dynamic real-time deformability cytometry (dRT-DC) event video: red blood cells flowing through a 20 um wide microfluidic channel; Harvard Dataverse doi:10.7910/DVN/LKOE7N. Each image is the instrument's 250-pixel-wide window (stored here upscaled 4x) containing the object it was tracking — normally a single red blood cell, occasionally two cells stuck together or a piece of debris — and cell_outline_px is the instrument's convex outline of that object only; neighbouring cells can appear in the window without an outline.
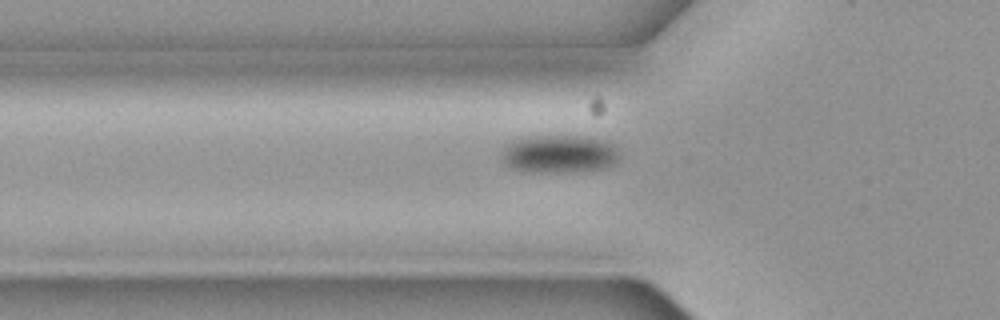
{"species": "common noctule bat (a hibernating species)", "species_latin": "Nyctalus noctula", "temperature_condition": "cold", "stored_images_in_passage": 4, "camera_frame_rate_fps": 3000, "um_per_image_px": 0.085, "animal": {"sex": "female", "body_mass_g": 19.3, "forearm_length_mm": 54.1}, "frame": {"image": 1, "passage_image": 4, "time_ms": 1.0, "image_size_px": [1000, 320], "cell_outline_px": [[620, 160], [616, 164], [608, 168], [572, 172], [532, 172], [516, 168], [508, 164], [504, 160], [504, 148], [508, 144], [520, 136], [588, 136], [608, 140], [616, 148], [620, 156]], "centroid_in_image_um": [47.66, 13.07], "position_along_channel_um": 78.1, "area_um2": 26.3}}